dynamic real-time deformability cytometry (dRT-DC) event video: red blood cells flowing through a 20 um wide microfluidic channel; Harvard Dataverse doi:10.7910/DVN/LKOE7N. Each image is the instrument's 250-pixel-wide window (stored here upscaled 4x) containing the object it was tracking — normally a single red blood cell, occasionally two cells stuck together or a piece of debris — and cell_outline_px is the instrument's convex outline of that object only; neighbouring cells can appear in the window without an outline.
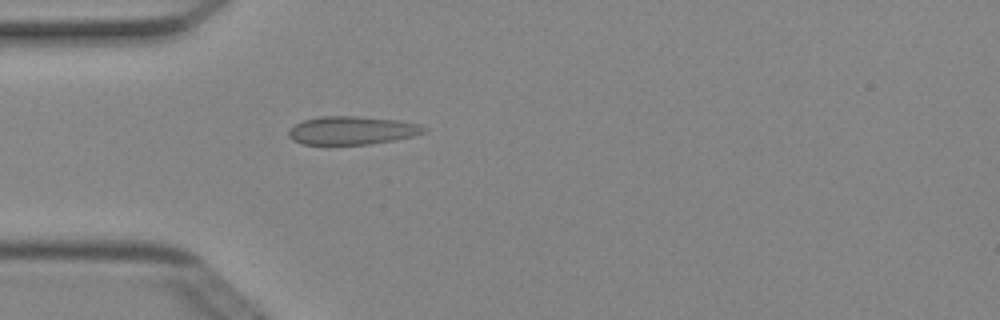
{"species": "Egyptian fruit bat (a non-hibernating species)", "species_latin": "Rousettus aegyptiacus", "temperature_condition": "cold", "stored_images_in_passage": 4, "camera_frame_rate_fps": 3000, "um_per_image_px": 0.085, "animal": {"sex": "female"}, "frame": {"image": 1, "passage_image": 4, "time_ms": 1.0, "image_size_px": [1000, 320], "cell_outline_px": [[428, 128], [424, 132], [416, 136], [368, 144], [300, 144], [292, 140], [288, 136], [288, 132], [296, 124], [304, 120], [320, 116], [360, 116], [396, 120], [420, 124]], "centroid_in_image_um": [29.93, 11.08], "position_along_channel_um": 55.1, "area_um2": 22.25}}